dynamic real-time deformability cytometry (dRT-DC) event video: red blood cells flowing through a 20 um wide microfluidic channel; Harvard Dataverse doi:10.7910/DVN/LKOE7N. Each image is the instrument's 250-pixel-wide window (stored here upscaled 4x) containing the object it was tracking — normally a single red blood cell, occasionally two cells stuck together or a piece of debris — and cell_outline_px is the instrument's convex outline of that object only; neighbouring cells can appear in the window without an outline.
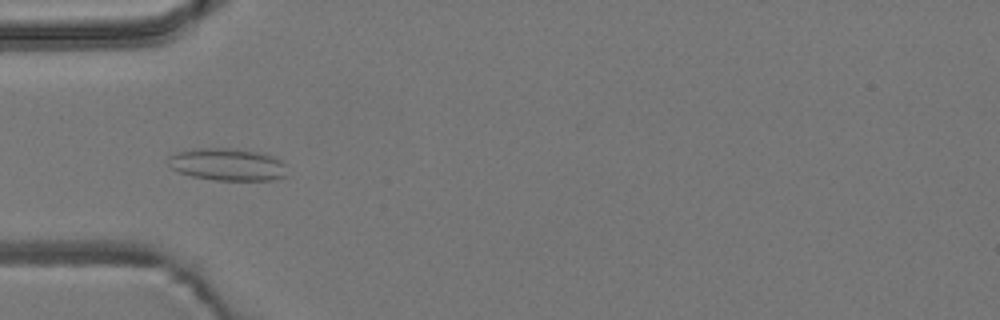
{"species": "common noctule bat (a hibernating species)", "species_latin": "Nyctalus noctula", "temperature_condition": "room temperature", "stored_images_in_passage": 54, "camera_frame_rate_fps": 3000, "um_per_image_px": 0.085, "animal": {"sex": "male", "body_mass_g": 19.2, "forearm_length_mm": 51.8}, "frame": {"image": 1, "passage_image": 17, "time_ms": 5.333, "image_size_px": [1000, 320], "cell_outline_px": [[288, 176], [268, 180], [216, 180], [192, 176], [180, 172], [172, 168], [168, 164], [168, 156], [192, 148], [232, 148], [256, 152], [280, 160], [284, 164]], "centroid_in_image_um": [19.31, 13.98], "position_along_channel_um": 65.7, "area_um2": 22.14}}
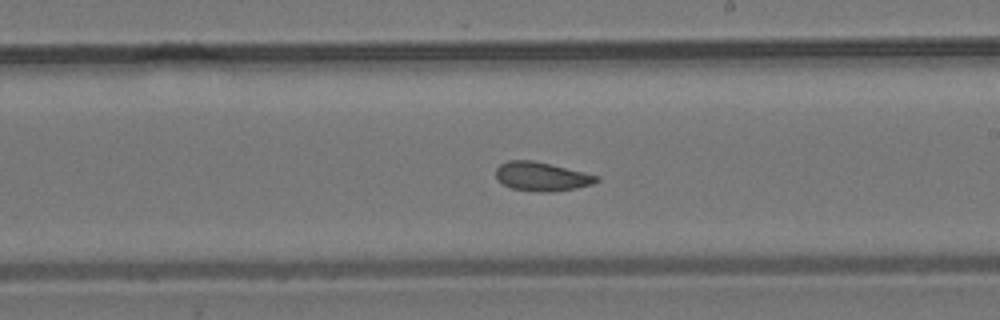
{"frame": {"image": 2, "passage_image": 31, "time_ms": 10.0, "image_size_px": [1000, 320], "cell_outline_px": [[600, 180], [592, 184], [576, 188], [548, 192], [536, 192], [512, 188], [504, 184], [496, 176], [496, 168], [500, 164], [508, 160], [532, 160], [552, 164], [600, 176]], "centroid_in_image_um": [46.06, 14.99], "position_along_channel_um": 242.9, "area_um2": 16.94}}
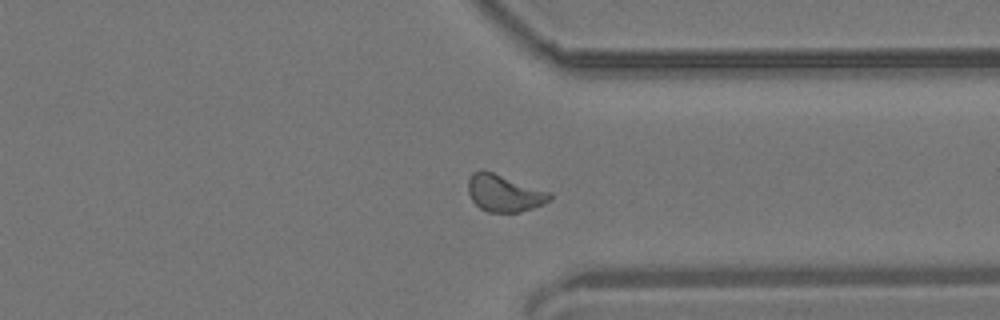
{"frame": {"image": 3, "passage_image": 41, "time_ms": 13.333, "image_size_px": [1000, 320], "cell_outline_px": [[552, 200], [544, 204], [520, 212], [488, 212], [480, 208], [472, 200], [468, 192], [468, 180], [472, 172], [480, 168], [552, 192]], "centroid_in_image_um": [42.87, 16.41], "position_along_channel_um": 368.5, "area_um2": 17.8}, "authors_computed_cell_mechanics": {"area_um2": 17.5712, "velocity_mm_per_s": 3.8013, "shape_relaxation_time_tau1_ms": null, "shape_relaxation_time_tau2_ms": 2.3102, "deformation_change_tau1": null, "deformation_change_tau2": 0.0778}}